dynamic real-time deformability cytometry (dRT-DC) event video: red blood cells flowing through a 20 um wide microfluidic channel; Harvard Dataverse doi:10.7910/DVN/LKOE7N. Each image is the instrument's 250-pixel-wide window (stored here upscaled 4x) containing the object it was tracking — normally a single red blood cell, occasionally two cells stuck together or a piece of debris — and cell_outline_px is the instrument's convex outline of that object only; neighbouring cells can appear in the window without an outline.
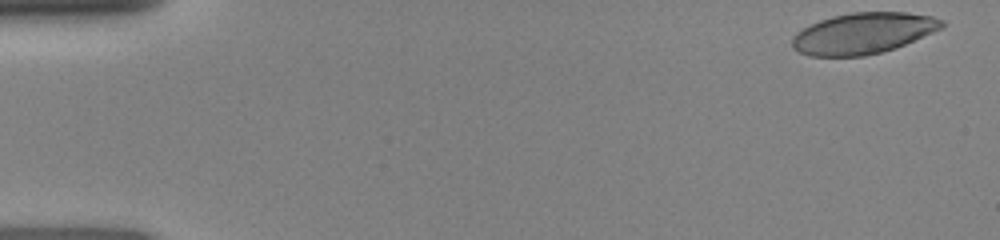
{"species": "human", "species_latin": "Homo sapiens", "temperature_condition": "room temperature", "stored_images_in_passage": 47, "camera_frame_rate_fps": 3000, "um_per_image_px": 0.085, "donor": {"sex": "female"}, "frame": {"image": 1, "passage_image": 1, "time_ms": 0.0, "image_size_px": [1000, 240], "cell_outline_px": [[944, 28], [896, 48], [864, 56], [808, 56], [792, 48], [792, 36], [796, 32], [820, 20], [832, 16], [852, 12], [908, 12], [932, 16], [944, 20]], "centroid_in_image_um": [73.39, 2.83], "position_along_channel_um": 11.6, "area_um2": 35.95}}
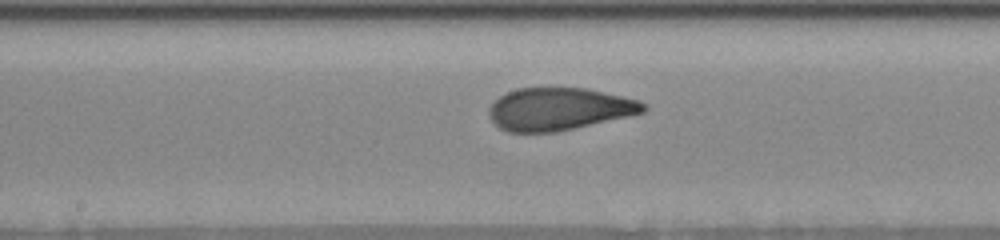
{"frame": {"image": 2, "passage_image": 24, "time_ms": 7.667, "image_size_px": [1000, 240], "cell_outline_px": [[648, 108], [644, 112], [632, 116], [556, 132], [508, 132], [500, 128], [488, 116], [488, 108], [500, 96], [516, 88], [588, 88], [640, 100], [648, 104]], "centroid_in_image_um": [47.57, 9.27], "position_along_channel_um": 200.6, "area_um2": 38.55}}
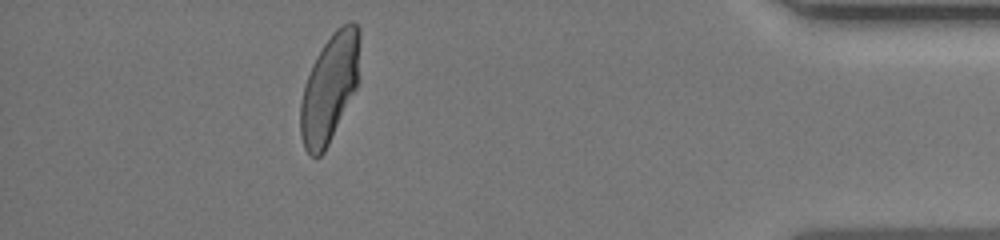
{"frame": {"image": 3, "passage_image": 42, "time_ms": 13.667, "image_size_px": [1000, 240], "cell_outline_px": [[360, 80], [324, 152], [320, 156], [312, 156], [304, 148], [300, 136], [300, 104], [304, 84], [312, 64], [316, 56], [332, 32], [336, 28], [352, 20], [360, 28]], "centroid_in_image_um": [28.03, 7.43], "position_along_channel_um": 407.2, "area_um2": 37.69}}